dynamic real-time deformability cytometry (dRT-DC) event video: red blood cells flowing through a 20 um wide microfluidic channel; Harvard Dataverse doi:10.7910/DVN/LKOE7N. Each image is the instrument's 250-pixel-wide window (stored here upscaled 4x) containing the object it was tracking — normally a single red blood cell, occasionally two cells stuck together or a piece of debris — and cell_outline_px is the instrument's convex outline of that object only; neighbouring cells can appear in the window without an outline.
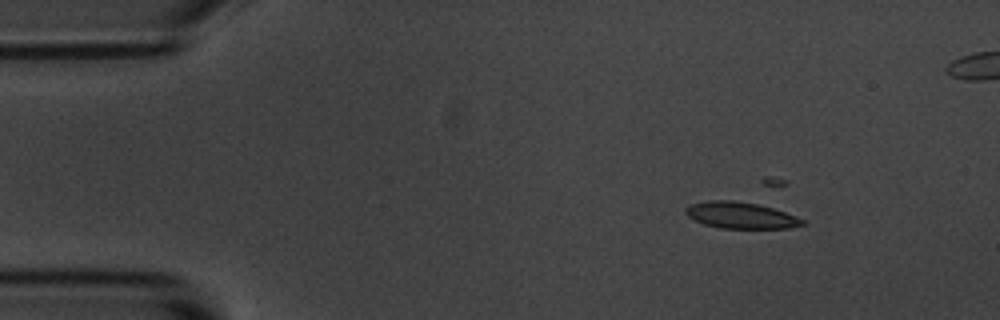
{"species": "common noctule bat (a hibernating species)", "species_latin": "Nyctalus noctula", "temperature_condition": "room temperature", "stored_images_in_passage": 7, "camera_frame_rate_fps": 3000, "um_per_image_px": 0.085, "animal": {"sex": "male", "body_mass_g": 20.1, "forearm_length_mm": 53.5}, "frame": {"image": 1, "passage_image": 1, "time_ms": 0.0, "image_size_px": [1000, 320], "cell_outline_px": [[808, 224], [788, 228], [720, 228], [704, 224], [688, 216], [684, 212], [684, 208], [692, 204], [712, 200], [732, 200], [756, 204], [772, 208], [796, 216], [804, 220]], "centroid_in_image_um": [62.97, 18.31], "position_along_channel_um": 22.0, "area_um2": 17.8}}